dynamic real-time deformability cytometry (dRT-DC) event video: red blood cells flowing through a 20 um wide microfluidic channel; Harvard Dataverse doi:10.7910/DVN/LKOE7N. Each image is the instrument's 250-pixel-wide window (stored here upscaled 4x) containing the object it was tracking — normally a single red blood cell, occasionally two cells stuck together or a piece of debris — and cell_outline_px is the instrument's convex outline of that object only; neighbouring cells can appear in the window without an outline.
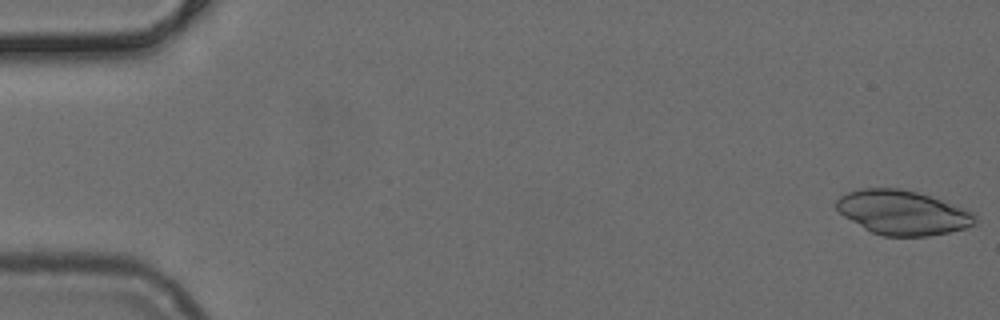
{"species": "common noctule bat (a hibernating species)", "species_latin": "Nyctalus noctula", "temperature_condition": "cold", "stored_images_in_passage": 50, "camera_frame_rate_fps": 3000, "um_per_image_px": 0.085, "animal": {"sex": "female", "body_mass_g": 24.6, "forearm_length_mm": 56.2}, "frame": {"image": 1, "passage_image": 1, "time_ms": 0.0, "image_size_px": [1000, 320], "cell_outline_px": [[980, 220], [976, 224], [964, 228], [948, 232], [928, 236], [884, 236], [872, 232], [864, 228], [844, 216], [836, 208], [836, 200], [840, 196], [848, 192], [860, 188], [900, 188], [916, 192], [976, 212]], "centroid_in_image_um": [76.76, 18.07], "position_along_channel_um": 8.2, "area_um2": 35.84}}